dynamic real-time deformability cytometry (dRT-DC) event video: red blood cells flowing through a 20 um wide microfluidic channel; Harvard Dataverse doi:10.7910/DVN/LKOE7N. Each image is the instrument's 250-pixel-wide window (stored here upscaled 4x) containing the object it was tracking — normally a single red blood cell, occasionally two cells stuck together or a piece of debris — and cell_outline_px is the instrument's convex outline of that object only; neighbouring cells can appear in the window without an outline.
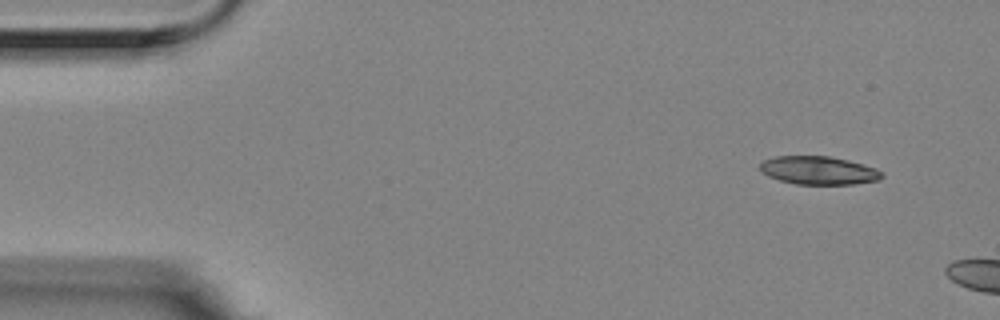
{"species": "Egyptian fruit bat (a non-hibernating species)", "species_latin": "Rousettus aegyptiacus", "temperature_condition": "room temperature", "stored_images_in_passage": 3, "camera_frame_rate_fps": 3000, "um_per_image_px": 0.085, "animal": {"sex": "female"}, "frame": {"image": 1, "passage_image": 1, "time_ms": 0.0, "image_size_px": [1000, 320], "cell_outline_px": [[884, 176], [880, 180], [852, 184], [796, 184], [780, 180], [768, 176], [760, 168], [760, 164], [764, 160], [776, 156], [828, 156], [848, 160], [864, 164], [876, 168], [884, 172]], "centroid_in_image_um": [69.64, 14.48], "position_along_channel_um": 15.4, "area_um2": 20.06}}